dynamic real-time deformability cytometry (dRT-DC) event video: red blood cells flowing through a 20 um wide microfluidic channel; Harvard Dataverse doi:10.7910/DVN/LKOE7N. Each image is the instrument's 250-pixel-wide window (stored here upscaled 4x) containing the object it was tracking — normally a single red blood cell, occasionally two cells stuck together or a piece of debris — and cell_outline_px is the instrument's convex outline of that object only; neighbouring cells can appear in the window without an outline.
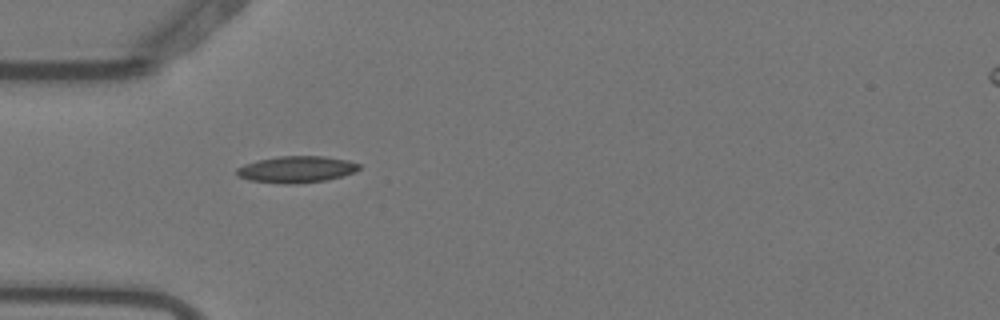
{"species": "Egyptian fruit bat (a non-hibernating species)", "species_latin": "Rousettus aegyptiacus", "temperature_condition": "warm", "stored_images_in_passage": 1, "camera_frame_rate_fps": 3000, "um_per_image_px": 0.085, "animal": {"sex": "female"}, "frame": {"image": 1, "passage_image": 1, "time_ms": 0.0, "image_size_px": [1000, 320], "cell_outline_px": [[360, 168], [352, 172], [340, 176], [324, 180], [292, 184], [284, 184], [248, 180], [240, 176], [236, 172], [236, 168], [244, 164], [256, 160], [280, 156], [324, 156], [348, 160], [360, 164]], "centroid_in_image_um": [25.16, 14.38], "position_along_channel_um": 59.8, "area_um2": 18.79}}